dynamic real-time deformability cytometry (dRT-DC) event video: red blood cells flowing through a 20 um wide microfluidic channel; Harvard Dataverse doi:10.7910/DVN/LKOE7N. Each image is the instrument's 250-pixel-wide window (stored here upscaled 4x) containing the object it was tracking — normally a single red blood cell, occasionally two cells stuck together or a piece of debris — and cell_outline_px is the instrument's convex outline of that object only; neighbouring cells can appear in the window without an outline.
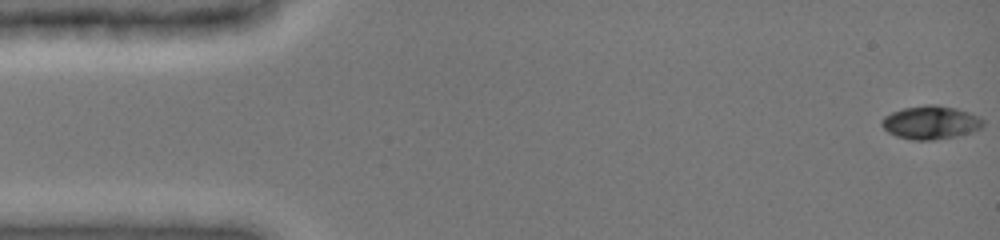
{"species": "common noctule bat (a hibernating species)", "species_latin": "Nyctalus noctula", "temperature_condition": "cold", "stored_images_in_passage": 31, "camera_frame_rate_fps": 3000, "um_per_image_px": 0.085, "animal": {"sex": "female", "body_mass_g": 19.0, "forearm_length_mm": 51.5}, "frame": {"image": 1, "passage_image": 1, "time_ms": 0.0, "image_size_px": [1000, 240], "cell_outline_px": [[984, 124], [980, 128], [972, 132], [956, 136], [932, 140], [912, 140], [896, 136], [888, 132], [880, 124], [880, 120], [884, 116], [892, 112], [904, 108], [924, 104], [936, 104], [956, 108], [968, 112], [984, 120]], "centroid_in_image_um": [79.08, 10.41], "position_along_channel_um": 5.9, "area_um2": 19.77}}
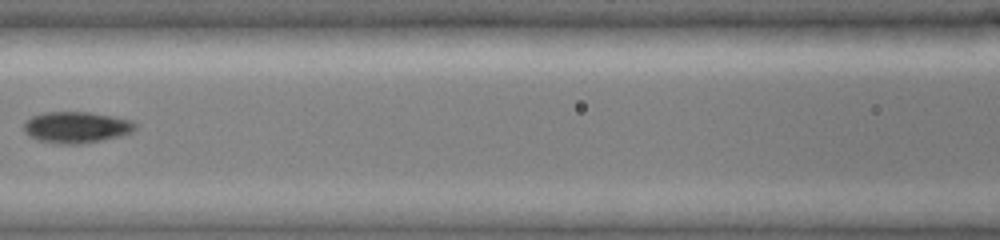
{"frame": {"image": 2, "passage_image": 14, "time_ms": 7.0, "image_size_px": [1000, 240], "cell_outline_px": [[140, 124], [132, 132], [120, 136], [80, 144], [60, 144], [36, 140], [28, 136], [24, 132], [24, 120], [32, 116], [44, 112], [88, 112], [112, 116], [132, 120]], "centroid_in_image_um": [6.48, 10.82], "position_along_channel_um": 160.1, "area_um2": 20.58}}
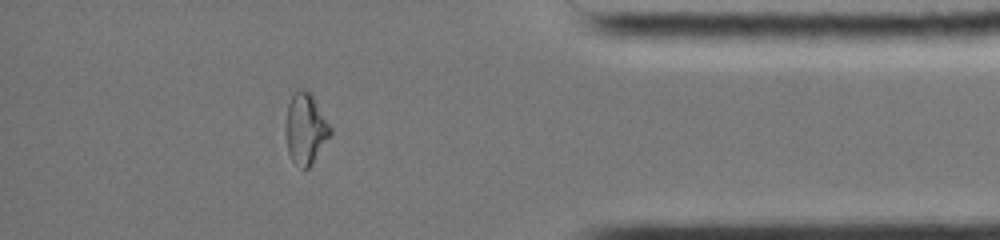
{"frame": {"image": 3, "passage_image": 27, "time_ms": 13.667, "image_size_px": [1000, 240], "cell_outline_px": [[332, 132], [312, 164], [308, 168], [300, 168], [292, 160], [288, 152], [288, 104], [292, 96], [300, 88], [308, 92], [312, 96], [332, 128]], "centroid_in_image_um": [26.01, 10.97], "position_along_channel_um": 409.2, "area_um2": 17.57}, "authors_computed_cell_mechanics": {"area_um2": 19.074, "velocity_mm_per_s": 4.0133, "shape_relaxation_time_tau1_ms": null, "shape_relaxation_time_tau2_ms": 1.646, "deformation_change_tau1": null, "deformation_change_tau2": 0.0586}}